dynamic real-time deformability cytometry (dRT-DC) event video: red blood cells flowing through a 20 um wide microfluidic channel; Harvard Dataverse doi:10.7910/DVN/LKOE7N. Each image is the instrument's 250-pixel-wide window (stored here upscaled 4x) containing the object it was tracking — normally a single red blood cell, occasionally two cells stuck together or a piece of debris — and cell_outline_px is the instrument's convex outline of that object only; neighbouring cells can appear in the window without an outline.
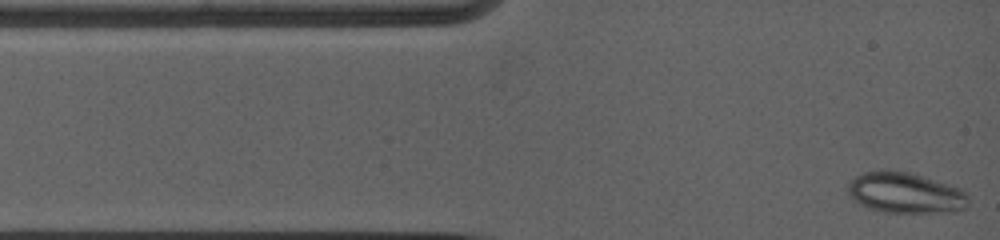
{"species": "common noctule bat (a hibernating species)", "species_latin": "Nyctalus noctula", "temperature_condition": "warm", "stored_images_in_passage": 54, "camera_frame_rate_fps": 5000, "um_per_image_px": 0.085, "animal": {"sex": "female", "body_mass_g": 19.0, "forearm_length_mm": 53.3}, "frame": {"image": 1, "passage_image": 1, "time_ms": 0.0, "image_size_px": [1000, 240], "cell_outline_px": [[968, 200], [964, 208], [952, 212], [884, 212], [868, 208], [860, 204], [848, 192], [848, 184], [856, 176], [864, 172], [912, 172], [964, 188], [968, 196]], "centroid_in_image_um": [77.03, 16.4], "position_along_channel_um": 8.0, "area_um2": 28.32}}
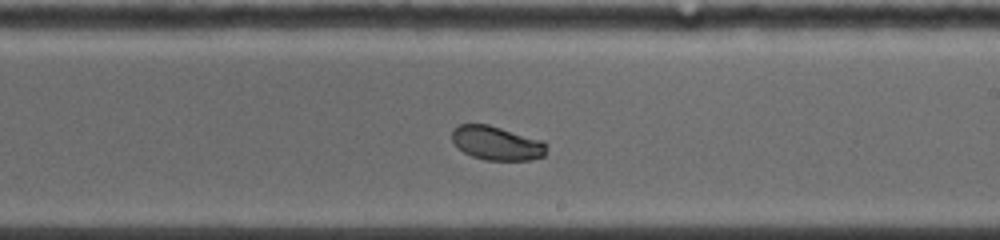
{"frame": {"image": 2, "passage_image": 31, "time_ms": 7.4, "image_size_px": [1000, 240], "cell_outline_px": [[548, 144], [544, 156], [532, 160], [484, 160], [472, 156], [464, 152], [452, 140], [452, 128], [460, 124], [488, 124], [544, 140]], "centroid_in_image_um": [42.26, 12.16], "position_along_channel_um": 246.7, "area_um2": 18.9}}
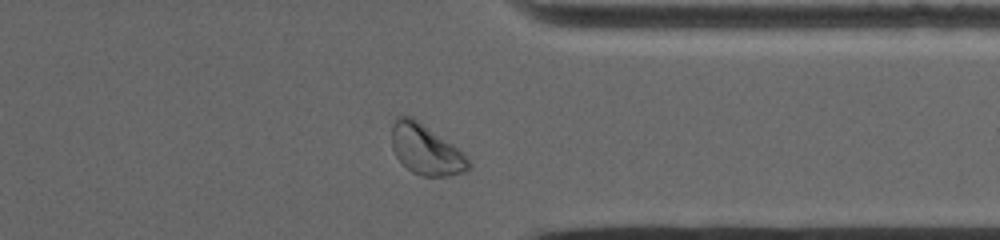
{"frame": {"image": 3, "passage_image": 48, "time_ms": 10.8, "image_size_px": [1000, 240], "cell_outline_px": [[472, 168], [468, 172], [448, 176], [424, 176], [412, 172], [396, 156], [392, 148], [392, 124], [396, 116], [412, 116], [452, 144], [468, 160]], "centroid_in_image_um": [36.19, 12.72], "position_along_channel_um": 375.2, "area_um2": 22.25}, "authors_computed_cell_mechanics": {"area_um2": 19.9699, "velocity_mm_per_s": 3.8445, "shape_relaxation_time_tau1_ms": 9.2076, "shape_relaxation_time_tau2_ms": null, "deformation_change_tau1": 0.1285, "deformation_change_tau2": null}}